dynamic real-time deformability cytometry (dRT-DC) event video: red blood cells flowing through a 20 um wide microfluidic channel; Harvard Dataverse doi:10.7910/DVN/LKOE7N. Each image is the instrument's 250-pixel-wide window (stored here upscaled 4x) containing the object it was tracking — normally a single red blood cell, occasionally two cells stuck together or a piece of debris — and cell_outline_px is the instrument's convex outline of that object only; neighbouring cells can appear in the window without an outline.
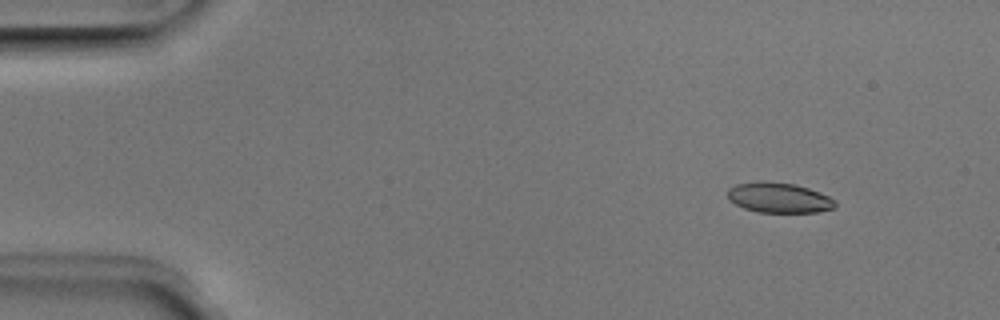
{"species": "Egyptian fruit bat (a non-hibernating species)", "species_latin": "Rousettus aegyptiacus", "temperature_condition": "room temperature", "stored_images_in_passage": 5, "camera_frame_rate_fps": 3000, "um_per_image_px": 0.085, "animal": {"sex": "male"}, "frame": {"image": 1, "passage_image": 2, "time_ms": 0.333, "image_size_px": [1000, 320], "cell_outline_px": [[836, 204], [832, 208], [816, 212], [760, 212], [744, 208], [728, 200], [728, 188], [736, 184], [792, 184], [808, 188], [828, 196], [836, 200]], "centroid_in_image_um": [66.23, 16.85], "position_along_channel_um": 18.8, "area_um2": 17.98}}